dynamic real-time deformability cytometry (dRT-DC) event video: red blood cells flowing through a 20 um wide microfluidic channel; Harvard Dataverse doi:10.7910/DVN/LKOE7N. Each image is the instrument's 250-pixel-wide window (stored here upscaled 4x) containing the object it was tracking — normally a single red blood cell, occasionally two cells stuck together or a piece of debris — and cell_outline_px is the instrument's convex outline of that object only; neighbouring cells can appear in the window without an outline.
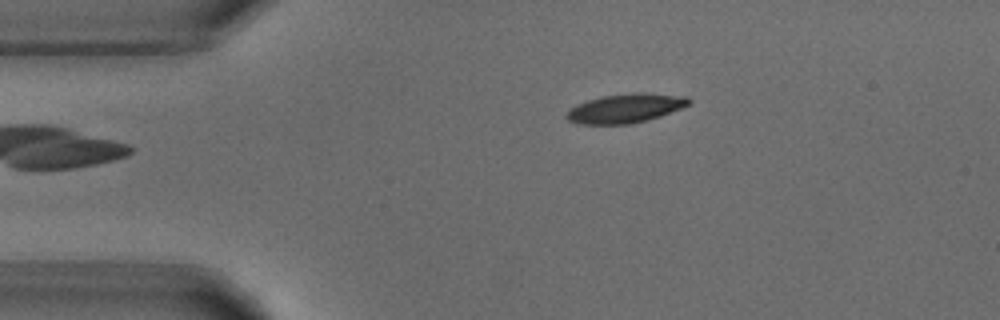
{"species": "common noctule bat (a hibernating species)", "species_latin": "Nyctalus noctula", "temperature_condition": "warm", "stored_images_in_passage": 2, "camera_frame_rate_fps": 3000, "um_per_image_px": 0.085, "animal": {"sex": "male", "body_mass_g": 18.8}, "frame": {"image": 1, "passage_image": 2, "time_ms": 1.333, "image_size_px": [1000, 320], "cell_outline_px": [[692, 100], [688, 104], [680, 108], [660, 116], [648, 120], [628, 124], [576, 124], [568, 120], [564, 116], [576, 104], [600, 96], [632, 92], [644, 92], [688, 96]], "centroid_in_image_um": [53.16, 9.19], "position_along_channel_um": 31.8, "area_um2": 20.87}}